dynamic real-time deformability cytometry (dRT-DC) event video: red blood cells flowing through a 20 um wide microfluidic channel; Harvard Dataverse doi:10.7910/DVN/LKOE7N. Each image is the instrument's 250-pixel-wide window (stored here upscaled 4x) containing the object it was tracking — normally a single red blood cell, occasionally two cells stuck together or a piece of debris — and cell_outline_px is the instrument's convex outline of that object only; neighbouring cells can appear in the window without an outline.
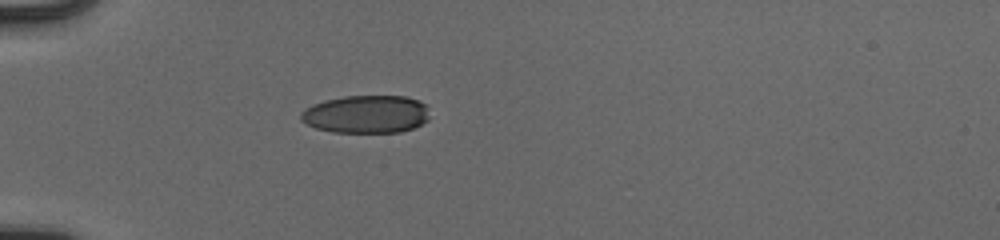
{"species": "human", "species_latin": "Homo sapiens", "temperature_condition": "cold", "stored_images_in_passage": 37, "camera_frame_rate_fps": 3000, "um_per_image_px": 0.085, "donor": {"sex": "male"}, "frame": {"image": 1, "passage_image": 1, "time_ms": 0.0, "image_size_px": [1000, 240], "cell_outline_px": [[428, 120], [412, 128], [400, 132], [332, 132], [316, 128], [300, 120], [300, 112], [304, 108], [312, 104], [324, 100], [344, 96], [408, 96], [420, 100], [424, 104], [428, 116]], "centroid_in_image_um": [31.09, 9.7], "position_along_channel_um": 53.9, "area_um2": 28.5}}
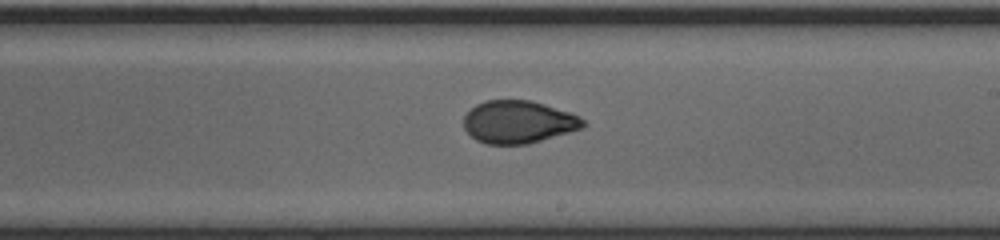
{"frame": {"image": 2, "passage_image": 17, "time_ms": 5.333, "image_size_px": [1000, 240], "cell_outline_px": [[588, 124], [580, 128], [568, 132], [528, 144], [484, 144], [476, 140], [464, 128], [464, 116], [476, 104], [484, 100], [532, 100], [572, 112], [580, 116]], "centroid_in_image_um": [44.07, 10.35], "position_along_channel_um": 244.9, "area_um2": 29.77}}
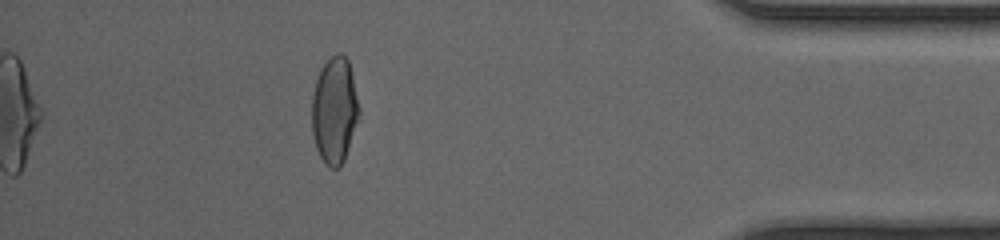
{"frame": {"image": 3, "passage_image": 32, "time_ms": 10.333, "image_size_px": [1000, 240], "cell_outline_px": [[360, 120], [344, 160], [340, 168], [328, 168], [324, 164], [316, 148], [312, 132], [312, 96], [316, 80], [320, 68], [336, 52], [340, 52], [348, 60], [360, 108]], "centroid_in_image_um": [28.44, 9.42], "position_along_channel_um": 406.8, "area_um2": 29.71}, "authors_computed_cell_mechanics": {"area_um2": 30.1716, "velocity_mm_per_s": 3.9632, "shape_relaxation_time_tau1_ms": 5.37, "shape_relaxation_time_tau2_ms": 1.0137, "deformation_change_tau1": 0.1733, "deformation_change_tau2": 0.0516}}